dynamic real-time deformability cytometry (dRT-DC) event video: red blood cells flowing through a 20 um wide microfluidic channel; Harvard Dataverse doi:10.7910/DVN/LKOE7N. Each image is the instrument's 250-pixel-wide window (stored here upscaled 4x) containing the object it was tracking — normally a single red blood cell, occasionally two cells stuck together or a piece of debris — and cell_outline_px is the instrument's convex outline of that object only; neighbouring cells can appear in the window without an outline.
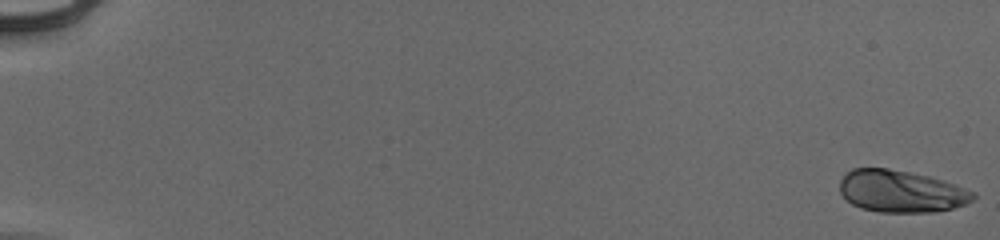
{"species": "human", "species_latin": "Homo sapiens", "temperature_condition": "cold", "stored_images_in_passage": 54, "camera_frame_rate_fps": 3000, "um_per_image_px": 0.085, "donor": {"sex": "male"}, "frame": {"image": 1, "passage_image": 1, "time_ms": 0.0, "image_size_px": [1000, 240], "cell_outline_px": [[976, 196], [972, 200], [964, 204], [952, 208], [932, 212], [880, 212], [860, 208], [852, 204], [840, 192], [840, 180], [852, 168], [888, 168], [928, 176], [944, 180], [976, 192]], "centroid_in_image_um": [76.6, 16.26], "position_along_channel_um": 8.4, "area_um2": 32.6}}
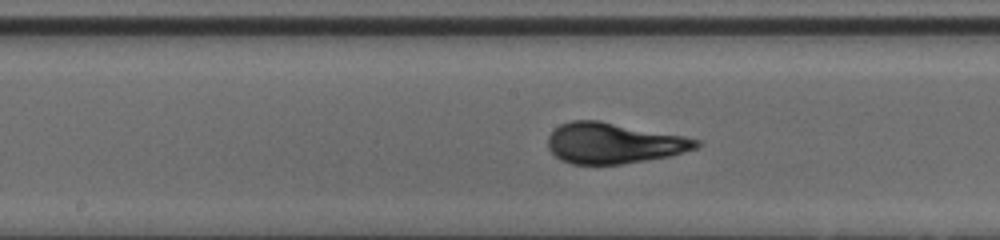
{"frame": {"image": 2, "passage_image": 31, "time_ms": 10.0, "image_size_px": [1000, 240], "cell_outline_px": [[700, 144], [696, 148], [668, 156], [620, 164], [572, 164], [560, 160], [548, 148], [548, 136], [560, 124], [572, 120], [600, 120], [684, 136], [700, 140]], "centroid_in_image_um": [52.13, 12.16], "position_along_channel_um": 196.1, "area_um2": 34.97}}
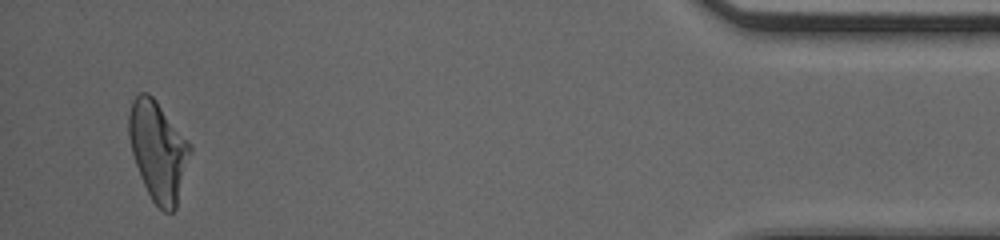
{"frame": {"image": 3, "passage_image": 53, "time_ms": 17.333, "image_size_px": [1000, 240], "cell_outline_px": [[192, 152], [176, 208], [172, 212], [164, 212], [152, 200], [144, 184], [136, 164], [132, 152], [128, 136], [128, 116], [132, 100], [140, 92], [148, 92], [152, 96], [192, 144]], "centroid_in_image_um": [13.46, 12.82], "position_along_channel_um": 421.7, "area_um2": 35.49}, "authors_computed_cell_mechanics": {"area_um2": 34.1598, "velocity_mm_per_s": 3.9463, "shape_relaxation_time_tau1_ms": 2.5747, "shape_relaxation_time_tau2_ms": null, "deformation_change_tau1": 0.1696, "deformation_change_tau2": null}}